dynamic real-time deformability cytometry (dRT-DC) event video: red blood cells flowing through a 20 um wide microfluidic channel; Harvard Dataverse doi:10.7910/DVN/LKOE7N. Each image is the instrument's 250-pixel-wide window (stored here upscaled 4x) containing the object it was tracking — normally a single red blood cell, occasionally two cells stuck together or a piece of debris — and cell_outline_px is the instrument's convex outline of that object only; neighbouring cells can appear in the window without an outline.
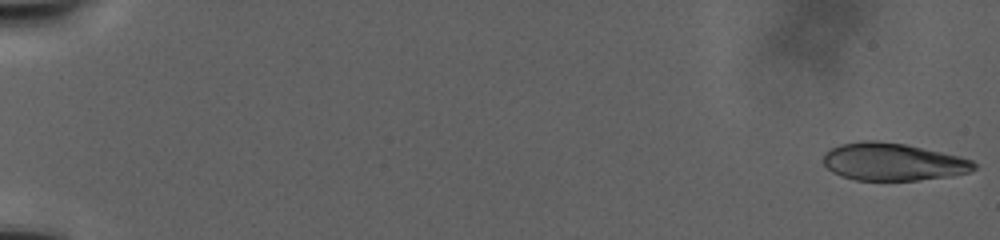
{"species": "human", "species_latin": "Homo sapiens", "temperature_condition": "warm", "stored_images_in_passage": 25, "camera_frame_rate_fps": 3000, "um_per_image_px": 0.085, "donor": {"sex": "male"}, "frame": {"image": 1, "passage_image": 1, "time_ms": 0.0, "image_size_px": [1000, 240], "cell_outline_px": [[976, 168], [968, 172], [948, 176], [916, 180], [856, 180], [840, 176], [832, 172], [824, 164], [824, 152], [828, 148], [840, 144], [860, 140], [876, 140], [904, 144], [960, 156], [972, 160], [976, 164]], "centroid_in_image_um": [75.85, 13.74], "position_along_channel_um": 9.2, "area_um2": 33.0}}